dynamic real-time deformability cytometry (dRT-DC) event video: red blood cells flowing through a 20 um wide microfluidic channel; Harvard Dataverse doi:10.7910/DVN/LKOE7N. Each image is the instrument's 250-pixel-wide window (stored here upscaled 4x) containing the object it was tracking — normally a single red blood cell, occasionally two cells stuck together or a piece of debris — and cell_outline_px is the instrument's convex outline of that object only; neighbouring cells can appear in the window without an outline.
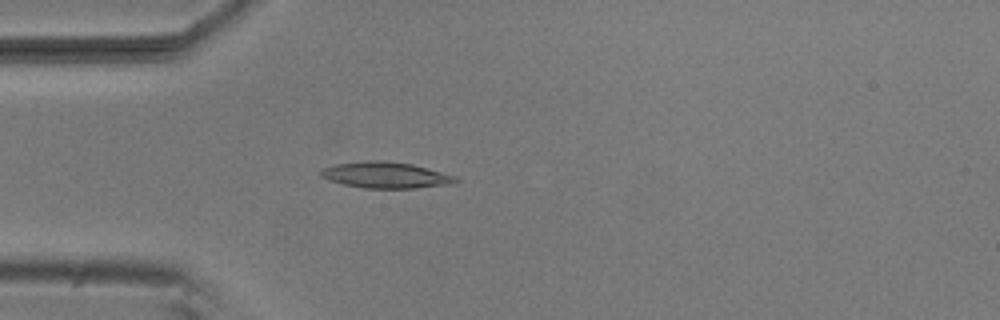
{"species": "common noctule bat (a hibernating species)", "species_latin": "Nyctalus noctula", "temperature_condition": "room temperature", "stored_images_in_passage": 14, "camera_frame_rate_fps": 3000, "um_per_image_px": 0.085, "animal": {"sex": "male", "body_mass_g": 20.5, "forearm_length_mm": 52.5}, "frame": {"image": 1, "passage_image": 6, "time_ms": 1.667, "image_size_px": [1000, 320], "cell_outline_px": [[460, 180], [448, 184], [416, 188], [364, 188], [344, 184], [320, 176], [320, 168], [336, 164], [368, 160], [384, 160], [412, 164], [456, 176]], "centroid_in_image_um": [32.77, 14.87], "position_along_channel_um": 52.2, "area_um2": 20.4}}
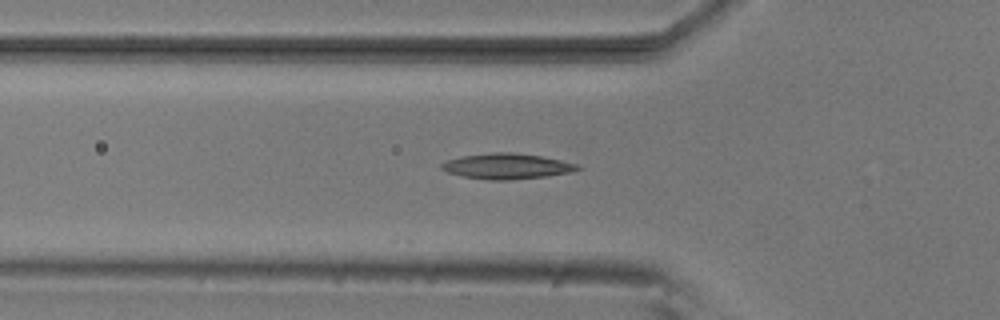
{"frame": {"image": 2, "passage_image": 9, "time_ms": 2.667, "image_size_px": [1000, 320], "cell_outline_px": [[584, 168], [572, 172], [548, 176], [508, 180], [488, 180], [464, 176], [448, 172], [440, 168], [440, 164], [444, 160], [460, 156], [492, 152], [512, 152], [540, 156], [560, 160], [576, 164]], "centroid_in_image_um": [43.06, 14.12], "position_along_channel_um": 82.7, "area_um2": 20.35}}
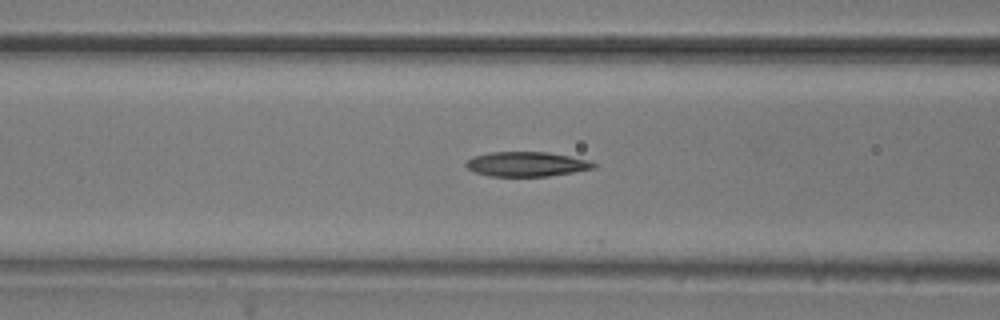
{"frame": {"image": 3, "passage_image": 12, "time_ms": 3.667, "image_size_px": [1000, 320], "cell_outline_px": [[596, 168], [548, 176], [488, 176], [476, 172], [468, 168], [464, 164], [472, 156], [488, 152], [548, 152], [588, 160], [596, 164]], "centroid_in_image_um": [44.73, 13.94], "position_along_channel_um": 121.9, "area_um2": 18.26}}